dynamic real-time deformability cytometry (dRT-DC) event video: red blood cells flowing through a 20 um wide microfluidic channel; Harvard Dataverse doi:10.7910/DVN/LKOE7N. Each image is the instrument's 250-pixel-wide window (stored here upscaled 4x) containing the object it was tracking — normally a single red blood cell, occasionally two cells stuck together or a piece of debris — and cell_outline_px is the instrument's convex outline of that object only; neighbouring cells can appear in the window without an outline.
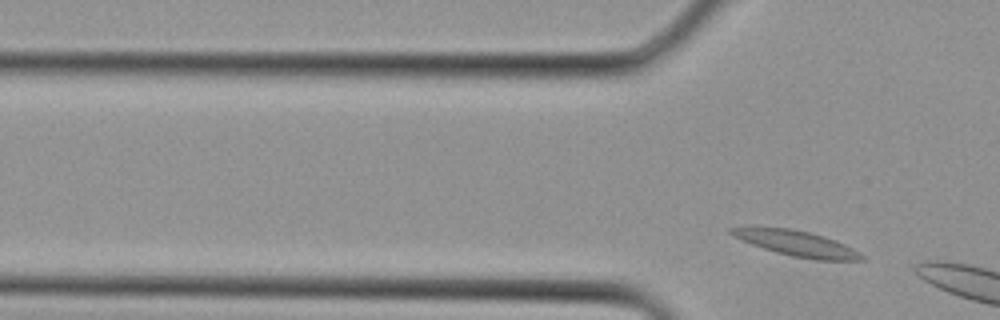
{"species": "Egyptian fruit bat (a non-hibernating species)", "species_latin": "Rousettus aegyptiacus", "temperature_condition": "cold", "stored_images_in_passage": 4, "camera_frame_rate_fps": 3000, "um_per_image_px": 0.085, "animal": {"sex": "female"}, "frame": {"image": 1, "passage_image": 4, "time_ms": 1.0, "image_size_px": [1000, 320], "cell_outline_px": [[868, 260], [816, 260], [792, 256], [776, 252], [752, 244], [732, 236], [728, 232], [728, 228], [792, 228], [824, 236], [836, 240], [860, 252]], "centroid_in_image_um": [67.78, 20.7], "position_along_channel_um": 58.0, "area_um2": 19.07}}